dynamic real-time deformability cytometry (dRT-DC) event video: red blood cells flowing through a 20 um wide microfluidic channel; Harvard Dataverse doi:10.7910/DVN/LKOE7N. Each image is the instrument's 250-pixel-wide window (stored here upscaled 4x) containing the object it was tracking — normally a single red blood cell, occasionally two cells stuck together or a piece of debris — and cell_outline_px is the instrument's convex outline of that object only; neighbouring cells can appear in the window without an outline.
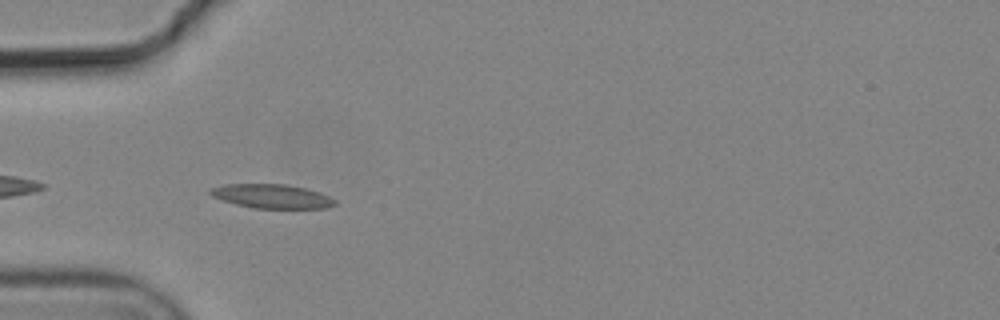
{"species": "common noctule bat (a hibernating species)", "species_latin": "Nyctalus noctula", "temperature_condition": "cold", "stored_images_in_passage": 7, "camera_frame_rate_fps": 3000, "um_per_image_px": 0.085, "animal": {"sex": "male", "body_mass_g": 19.2, "forearm_length_mm": 51.8}, "frame": {"image": 1, "passage_image": 6, "time_ms": 1.667, "image_size_px": [1000, 320], "cell_outline_px": [[336, 204], [328, 208], [252, 208], [236, 204], [212, 196], [208, 192], [212, 188], [224, 184], [284, 184], [304, 188], [320, 192], [336, 200]], "centroid_in_image_um": [23.12, 16.68], "position_along_channel_um": 61.9, "area_um2": 17.34}}
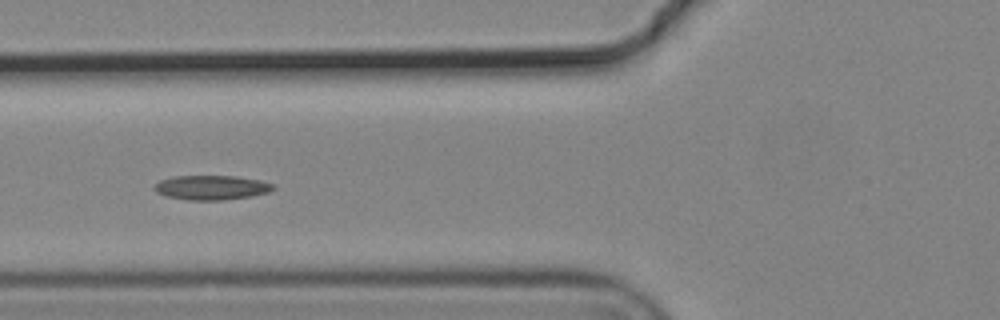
{"frame": {"image": 2, "passage_image": 7, "time_ms": 2.0, "image_size_px": [1000, 320], "cell_outline_px": [[276, 188], [268, 192], [252, 196], [220, 200], [188, 200], [164, 196], [156, 192], [152, 188], [160, 180], [172, 176], [236, 176], [260, 180], [276, 184]], "centroid_in_image_um": [17.97, 15.94], "position_along_channel_um": 107.8, "area_um2": 17.11}}